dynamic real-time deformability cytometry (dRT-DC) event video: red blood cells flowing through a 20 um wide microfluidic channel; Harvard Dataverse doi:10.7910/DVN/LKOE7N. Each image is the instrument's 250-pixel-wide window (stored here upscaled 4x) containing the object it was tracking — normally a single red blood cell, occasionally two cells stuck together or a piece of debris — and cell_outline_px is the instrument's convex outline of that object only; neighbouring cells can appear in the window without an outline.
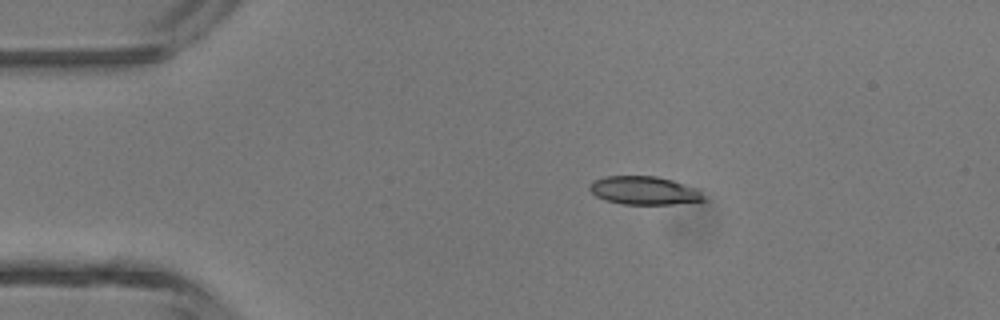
{"species": "common noctule bat (a hibernating species)", "species_latin": "Nyctalus noctula", "temperature_condition": "room temperature", "stored_images_in_passage": 2, "camera_frame_rate_fps": 3000, "um_per_image_px": 0.085, "animal": {"sex": "male", "body_mass_g": 13.3}, "frame": {"image": 1, "passage_image": 1, "time_ms": 0.0, "image_size_px": [1000, 320], "cell_outline_px": [[704, 200], [672, 204], [624, 204], [604, 200], [596, 196], [588, 188], [588, 184], [592, 180], [604, 176], [656, 176], [672, 180], [684, 184], [700, 192]], "centroid_in_image_um": [54.64, 16.18], "position_along_channel_um": 30.4, "area_um2": 18.61}}